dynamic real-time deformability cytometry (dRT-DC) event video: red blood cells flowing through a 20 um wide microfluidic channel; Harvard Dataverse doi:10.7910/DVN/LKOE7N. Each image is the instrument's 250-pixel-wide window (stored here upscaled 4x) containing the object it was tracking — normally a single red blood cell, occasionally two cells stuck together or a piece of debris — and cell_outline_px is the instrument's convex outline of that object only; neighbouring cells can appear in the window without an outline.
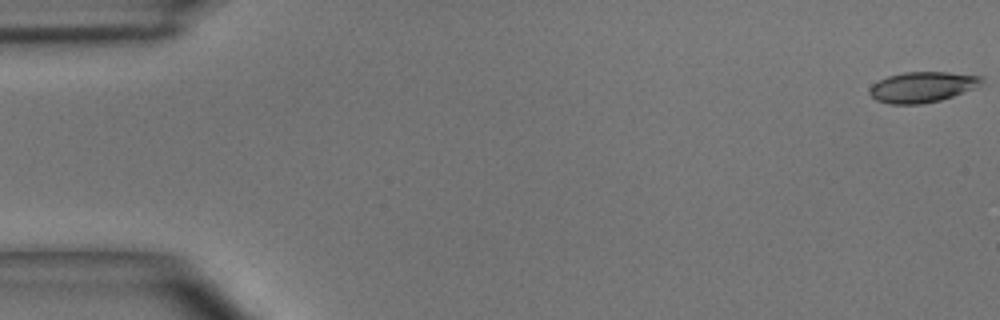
{"species": "common noctule bat (a hibernating species)", "species_latin": "Nyctalus noctula", "temperature_condition": "room temperature", "stored_images_in_passage": 28, "camera_frame_rate_fps": 3000, "um_per_image_px": 0.085, "animal": {"sex": "male", "body_mass_g": 15.6}, "frame": {"image": 1, "passage_image": 1, "time_ms": 0.0, "image_size_px": [1000, 320], "cell_outline_px": [[984, 80], [972, 88], [952, 96], [940, 100], [920, 104], [892, 104], [876, 100], [868, 92], [868, 88], [872, 84], [888, 76], [904, 72], [948, 72], [984, 76]], "centroid_in_image_um": [78.36, 7.39], "position_along_channel_um": 6.6, "area_um2": 19.77}}
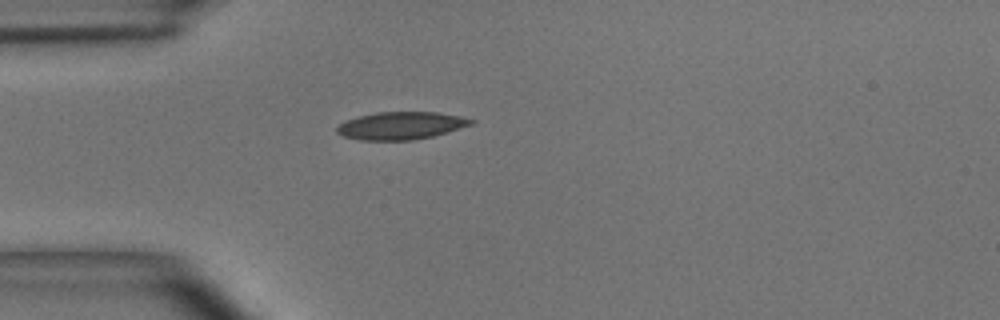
{"frame": {"image": 2, "passage_image": 14, "time_ms": 4.333, "image_size_px": [1000, 320], "cell_outline_px": [[476, 120], [472, 124], [432, 136], [412, 140], [360, 140], [344, 136], [336, 132], [336, 128], [344, 120], [376, 112], [436, 112], [460, 116]], "centroid_in_image_um": [34.05, 10.67], "position_along_channel_um": 50.9, "area_um2": 21.39}}
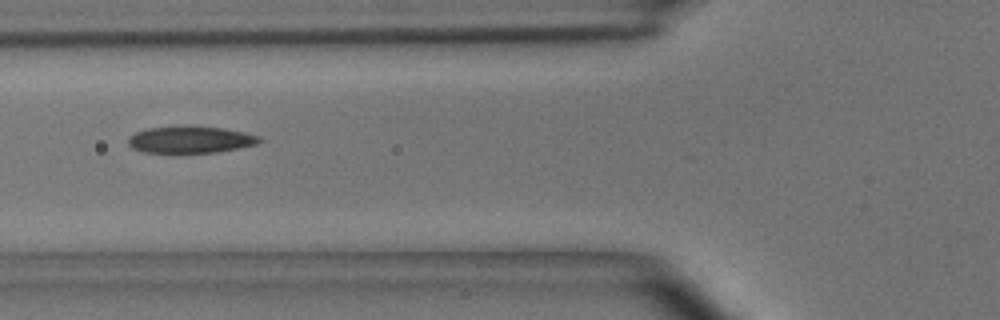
{"frame": {"image": 3, "passage_image": 19, "time_ms": 6.0, "image_size_px": [1000, 320], "cell_outline_px": [[264, 140], [256, 144], [216, 152], [140, 152], [132, 148], [128, 144], [128, 136], [136, 132], [148, 128], [172, 124], [184, 124], [220, 128], [244, 132], [260, 136]], "centroid_in_image_um": [16.13, 11.83], "position_along_channel_um": 109.7, "area_um2": 20.92}}